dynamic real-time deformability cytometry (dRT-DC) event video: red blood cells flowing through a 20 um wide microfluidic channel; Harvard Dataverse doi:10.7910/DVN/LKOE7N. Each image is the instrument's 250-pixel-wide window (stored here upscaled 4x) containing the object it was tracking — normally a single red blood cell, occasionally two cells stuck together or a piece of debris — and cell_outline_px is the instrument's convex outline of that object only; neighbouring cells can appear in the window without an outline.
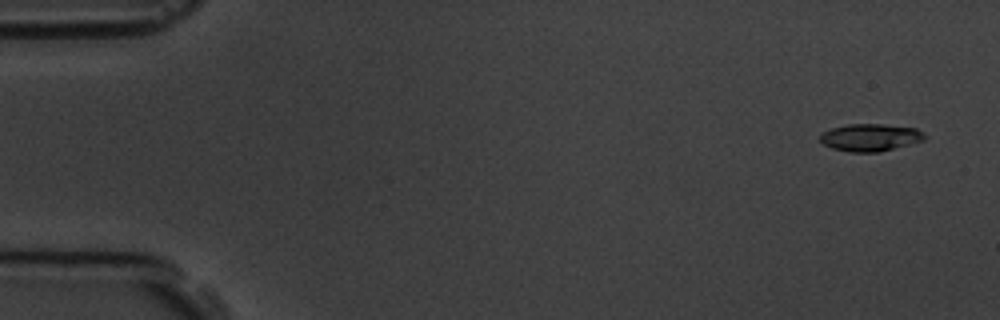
{"species": "common noctule bat (a hibernating species)", "species_latin": "Nyctalus noctula", "temperature_condition": "room temperature", "stored_images_in_passage": 54, "camera_frame_rate_fps": 3000, "um_per_image_px": 0.085, "animal": {"sex": "male", "body_mass_g": 19.5, "forearm_length_mm": 54.6}, "frame": {"image": 1, "passage_image": 3, "time_ms": 0.667, "image_size_px": [1000, 320], "cell_outline_px": [[928, 136], [924, 140], [880, 152], [848, 152], [832, 148], [824, 144], [820, 140], [820, 132], [832, 128], [848, 124], [880, 124], [916, 128]], "centroid_in_image_um": [73.96, 11.68], "position_along_channel_um": 11.0, "area_um2": 16.7}}
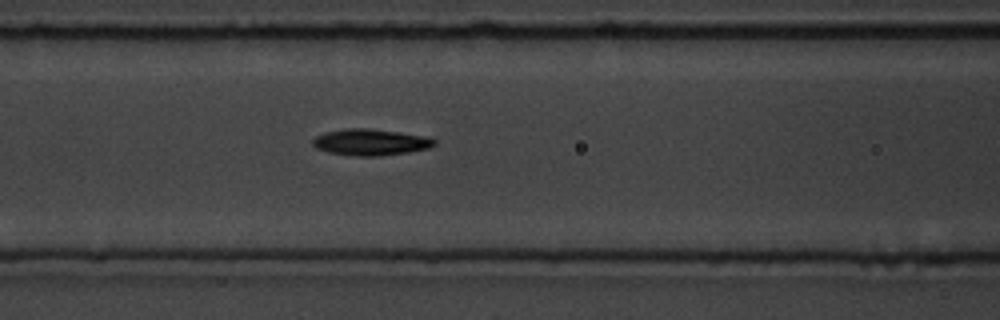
{"frame": {"image": 2, "passage_image": 24, "time_ms": 7.667, "image_size_px": [1000, 320], "cell_outline_px": [[436, 144], [428, 148], [408, 152], [380, 156], [356, 156], [328, 152], [316, 148], [312, 144], [312, 140], [316, 136], [324, 132], [344, 128], [368, 128], [400, 132], [428, 136], [436, 140]], "centroid_in_image_um": [31.49, 12.08], "position_along_channel_um": 135.1, "area_um2": 18.84}}
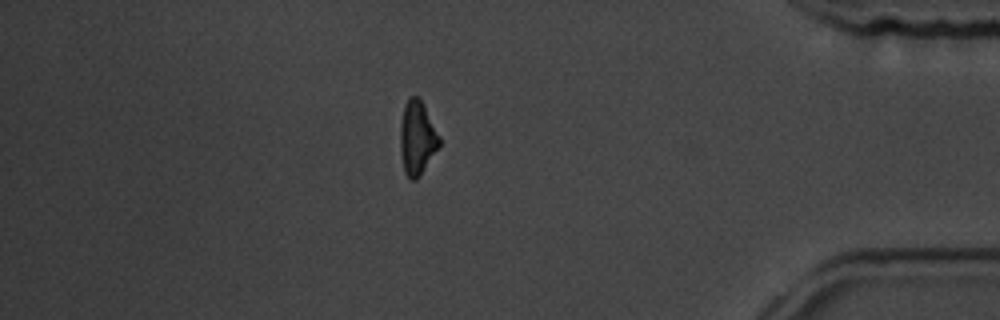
{"frame": {"image": 3, "passage_image": 49, "time_ms": 16.0, "image_size_px": [1000, 320], "cell_outline_px": [[440, 144], [420, 176], [416, 180], [412, 180], [404, 172], [400, 152], [400, 124], [404, 104], [408, 96], [420, 96], [440, 136]], "centroid_in_image_um": [35.44, 11.68], "position_along_channel_um": 399.8, "area_um2": 17.05}}